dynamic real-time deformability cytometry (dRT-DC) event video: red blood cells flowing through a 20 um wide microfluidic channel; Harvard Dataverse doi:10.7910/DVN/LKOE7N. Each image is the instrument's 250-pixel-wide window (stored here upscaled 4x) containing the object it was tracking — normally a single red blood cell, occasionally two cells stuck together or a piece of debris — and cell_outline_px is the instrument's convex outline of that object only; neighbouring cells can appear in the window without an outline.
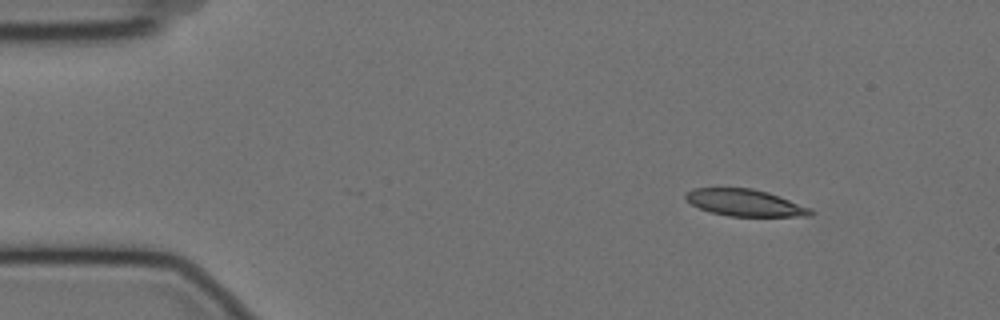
{"species": "Egyptian fruit bat (a non-hibernating species)", "species_latin": "Rousettus aegyptiacus", "temperature_condition": "cold", "stored_images_in_passage": 51, "camera_frame_rate_fps": 3000, "um_per_image_px": 0.085, "animal": {"sex": "female"}, "frame": {"image": 1, "passage_image": 1, "time_ms": 0.0, "image_size_px": [1000, 320], "cell_outline_px": [[816, 212], [812, 216], [728, 216], [712, 212], [700, 208], [692, 204], [684, 196], [684, 192], [692, 188], [752, 188], [768, 192], [780, 196], [812, 208]], "centroid_in_image_um": [63.36, 17.23], "position_along_channel_um": 21.6, "area_um2": 19.65}}
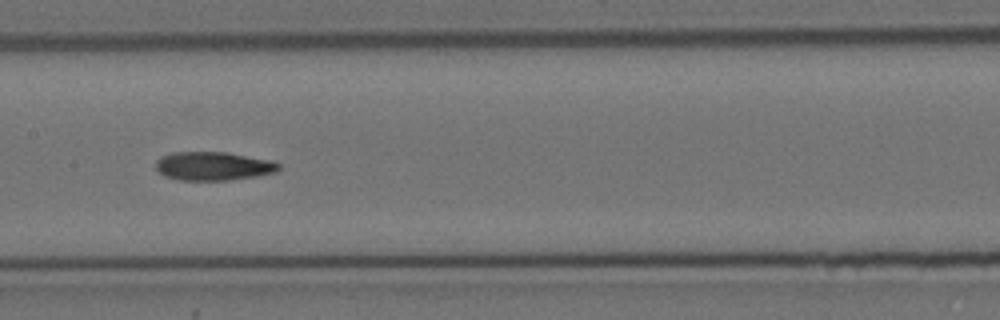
{"frame": {"image": 2, "passage_image": 22, "time_ms": 7.0, "image_size_px": [1000, 320], "cell_outline_px": [[280, 168], [276, 172], [256, 176], [228, 180], [180, 180], [164, 176], [156, 168], [156, 160], [160, 156], [172, 152], [228, 152], [268, 160], [280, 164]], "centroid_in_image_um": [18.1, 14.11], "position_along_channel_um": 189.3, "area_um2": 20.46}}
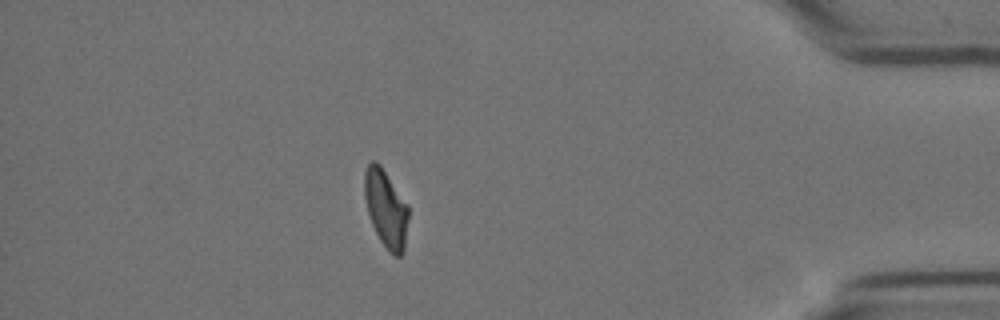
{"frame": {"image": 3, "passage_image": 44, "time_ms": 14.333, "image_size_px": [1000, 320], "cell_outline_px": [[408, 220], [404, 252], [400, 256], [396, 256], [380, 240], [372, 224], [368, 212], [364, 196], [364, 172], [368, 164], [372, 160], [376, 160], [380, 164], [408, 204]], "centroid_in_image_um": [32.8, 17.68], "position_along_channel_um": 402.4, "area_um2": 19.77}, "authors_computed_cell_mechanics": {"area_um2": 20.808, "velocity_mm_per_s": 3.5022, "shape_relaxation_time_tau1_ms": null, "shape_relaxation_time_tau2_ms": 3.1105, "deformation_change_tau1": null, "deformation_change_tau2": 0.0958}}